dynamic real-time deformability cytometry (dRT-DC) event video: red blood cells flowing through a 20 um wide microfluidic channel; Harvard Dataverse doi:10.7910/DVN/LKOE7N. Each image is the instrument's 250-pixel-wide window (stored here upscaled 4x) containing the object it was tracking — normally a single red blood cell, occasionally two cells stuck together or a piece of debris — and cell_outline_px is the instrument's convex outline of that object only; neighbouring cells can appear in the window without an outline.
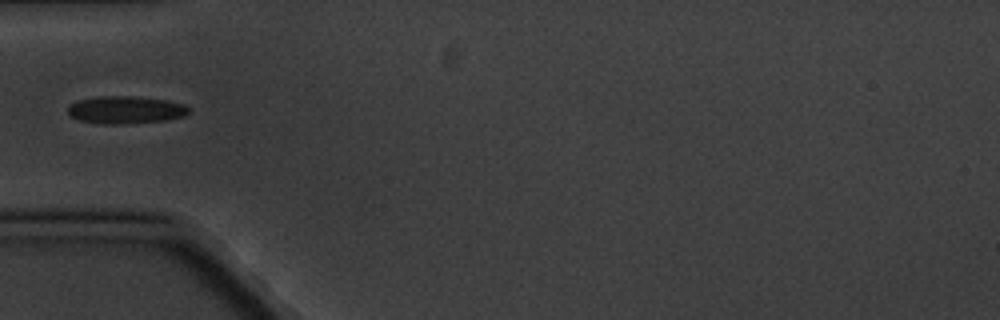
{"species": "common noctule bat (a hibernating species)", "species_latin": "Nyctalus noctula", "temperature_condition": "cold", "stored_images_in_passage": 12, "camera_frame_rate_fps": 3000, "um_per_image_px": 0.085, "animal": {"sex": "male", "body_mass_g": 20.1, "forearm_length_mm": 53.5}, "frame": {"image": 1, "passage_image": 1, "time_ms": 0.0, "image_size_px": [1000, 320], "cell_outline_px": [[188, 112], [184, 116], [168, 120], [120, 124], [100, 124], [76, 120], [68, 116], [68, 104], [76, 100], [100, 96], [136, 96], [168, 100], [184, 104], [188, 108]], "centroid_in_image_um": [10.61, 9.34], "position_along_channel_um": 74.4, "area_um2": 19.77}}
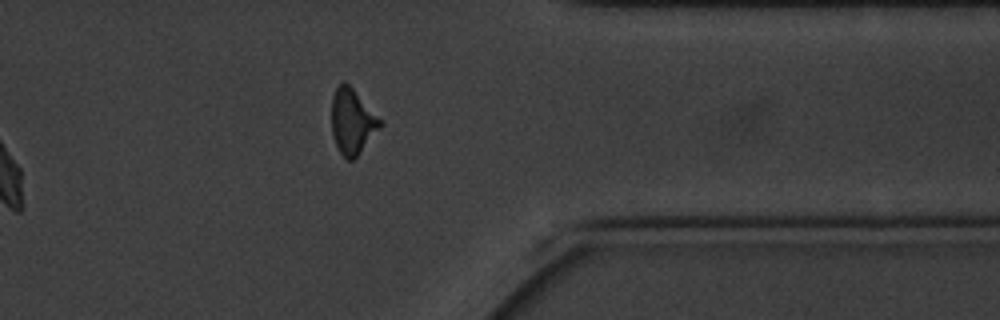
{"frame": {"image": 2, "passage_image": 9, "time_ms": 9.667, "image_size_px": [1000, 320], "cell_outline_px": [[384, 124], [360, 152], [352, 160], [348, 160], [340, 152], [336, 144], [332, 132], [332, 96], [336, 88], [344, 80], [352, 88]], "centroid_in_image_um": [29.94, 10.33], "position_along_channel_um": 381.5, "area_um2": 17.98}}
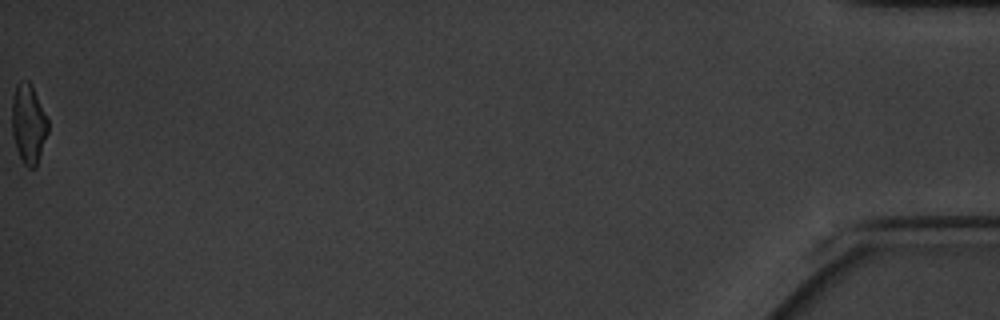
{"frame": {"image": 3, "passage_image": 12, "time_ms": 14.0, "image_size_px": [1000, 320], "cell_outline_px": [[48, 132], [36, 168], [28, 168], [20, 160], [12, 136], [12, 100], [16, 84], [28, 80], [32, 84], [48, 120]], "centroid_in_image_um": [2.42, 10.56], "position_along_channel_um": 432.8, "area_um2": 16.82}}